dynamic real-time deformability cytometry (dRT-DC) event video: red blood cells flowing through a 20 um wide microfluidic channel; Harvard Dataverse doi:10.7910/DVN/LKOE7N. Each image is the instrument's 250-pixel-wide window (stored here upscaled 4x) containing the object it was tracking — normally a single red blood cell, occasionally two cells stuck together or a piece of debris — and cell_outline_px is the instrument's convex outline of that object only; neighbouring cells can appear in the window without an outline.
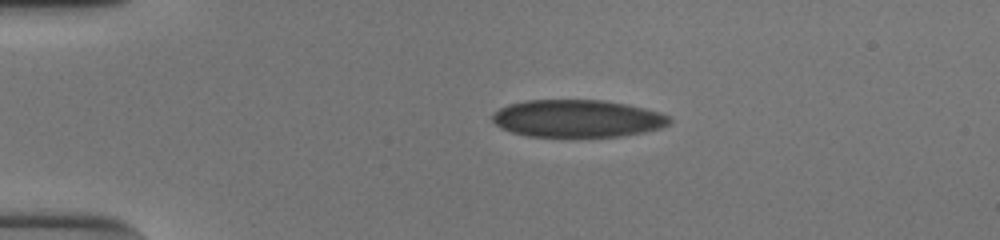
{"species": "human", "species_latin": "Homo sapiens", "temperature_condition": "cold", "stored_images_in_passage": 42, "camera_frame_rate_fps": 3000, "um_per_image_px": 0.085, "donor": {"sex": "male"}, "frame": {"image": 1, "passage_image": 1, "time_ms": 0.0, "image_size_px": [1000, 240], "cell_outline_px": [[672, 124], [660, 128], [644, 132], [620, 136], [528, 136], [512, 132], [500, 128], [492, 120], [492, 116], [500, 108], [508, 104], [524, 100], [604, 100], [628, 104], [660, 112], [672, 116]], "centroid_in_image_um": [49.12, 10.06], "position_along_channel_um": 35.9, "area_um2": 38.78}}
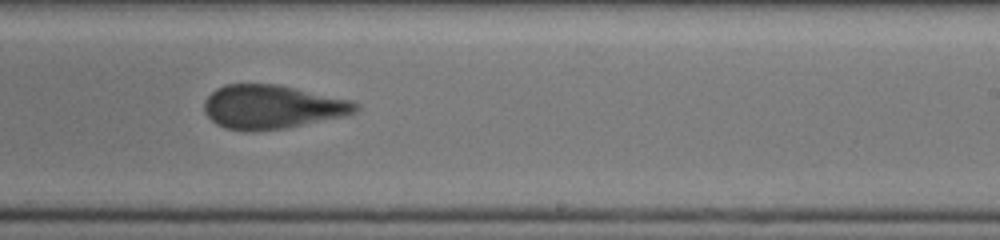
{"frame": {"image": 2, "passage_image": 23, "time_ms": 7.333, "image_size_px": [1000, 240], "cell_outline_px": [[360, 108], [356, 112], [344, 116], [284, 128], [252, 132], [244, 132], [224, 128], [216, 124], [204, 112], [204, 100], [216, 88], [224, 84], [276, 84], [352, 100], [360, 104]], "centroid_in_image_um": [23.11, 9.09], "position_along_channel_um": 265.9, "area_um2": 38.84}}
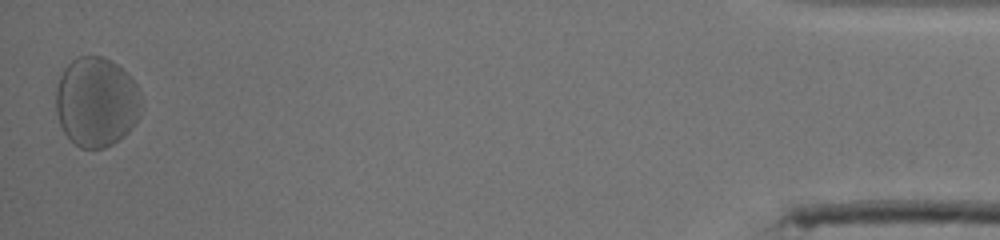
{"frame": {"image": 3, "passage_image": 42, "time_ms": 13.667, "image_size_px": [1000, 240], "cell_outline_px": [[140, 116], [132, 128], [124, 136], [112, 144], [104, 148], [80, 148], [64, 132], [60, 124], [56, 112], [56, 88], [60, 76], [64, 68], [72, 60], [80, 56], [104, 56], [112, 60], [136, 84], [140, 112]], "centroid_in_image_um": [8.16, 8.67], "position_along_channel_um": 427.0, "area_um2": 44.33}, "authors_computed_cell_mechanics": {"area_um2": 39.9109, "velocity_mm_per_s": 3.8326, "shape_relaxation_time_tau1_ms": 4.6466, "shape_relaxation_time_tau2_ms": 0.6906, "deformation_change_tau1": 0.1088, "deformation_change_tau2": 0.0461}}